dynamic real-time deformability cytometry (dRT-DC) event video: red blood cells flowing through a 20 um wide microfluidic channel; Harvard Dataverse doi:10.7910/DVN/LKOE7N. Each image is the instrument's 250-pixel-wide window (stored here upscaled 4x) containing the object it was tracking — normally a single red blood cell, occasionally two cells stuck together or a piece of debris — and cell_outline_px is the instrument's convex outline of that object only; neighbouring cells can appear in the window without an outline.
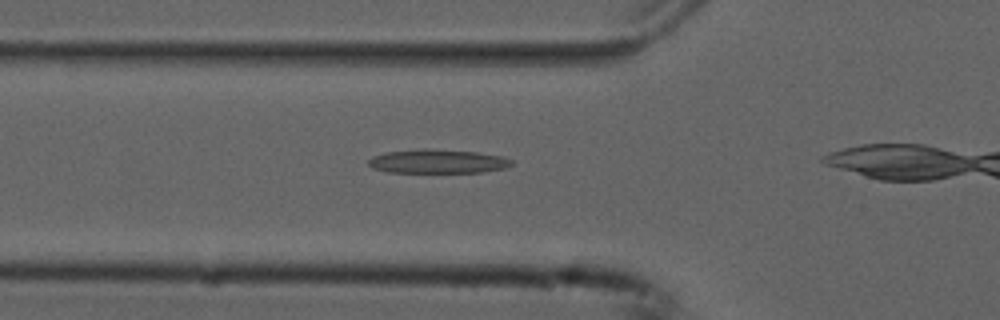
{"species": "common noctule bat (a hibernating species)", "species_latin": "Nyctalus noctula", "temperature_condition": "cold", "stored_images_in_passage": 12, "camera_frame_rate_fps": 3000, "um_per_image_px": 0.085, "animal": {"sex": "male", "forearm_length_mm": 52.5}, "frame": {"image": 1, "passage_image": 7, "time_ms": 2.0, "image_size_px": [1000, 320], "cell_outline_px": [[512, 164], [508, 168], [484, 172], [388, 172], [372, 168], [368, 164], [368, 160], [372, 156], [388, 152], [424, 148], [428, 148], [476, 152], [500, 156], [512, 160]], "centroid_in_image_um": [37.2, 13.72], "position_along_channel_um": 88.6, "area_um2": 19.94}}
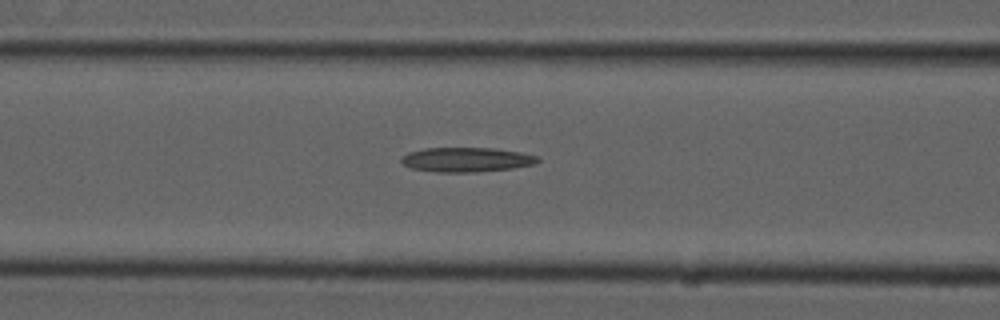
{"frame": {"image": 2, "passage_image": 10, "time_ms": 3.0, "image_size_px": [1000, 320], "cell_outline_px": [[540, 160], [536, 164], [512, 168], [476, 172], [436, 172], [412, 168], [404, 164], [400, 160], [408, 152], [424, 148], [492, 148], [520, 152], [536, 156]], "centroid_in_image_um": [39.65, 13.57], "position_along_channel_um": 126.9, "area_um2": 19.36}}